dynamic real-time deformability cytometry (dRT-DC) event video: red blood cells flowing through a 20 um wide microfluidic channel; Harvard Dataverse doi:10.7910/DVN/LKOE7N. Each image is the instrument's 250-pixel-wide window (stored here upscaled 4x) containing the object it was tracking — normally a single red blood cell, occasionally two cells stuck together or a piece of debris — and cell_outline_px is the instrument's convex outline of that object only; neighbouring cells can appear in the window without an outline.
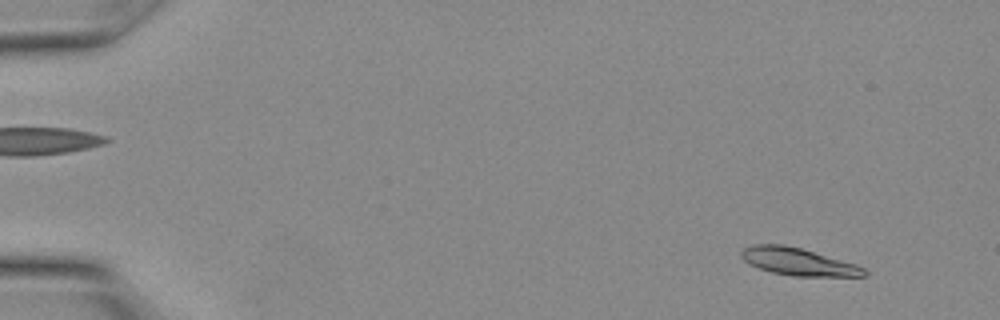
{"species": "Egyptian fruit bat (a non-hibernating species)", "species_latin": "Rousettus aegyptiacus", "temperature_condition": "warm", "stored_images_in_passage": 29, "camera_frame_rate_fps": 3000, "um_per_image_px": 0.085, "animal": {"sex": "female"}, "frame": {"image": 1, "passage_image": 2, "time_ms": 0.333, "image_size_px": [1000, 320], "cell_outline_px": [[868, 276], [792, 276], [772, 272], [760, 268], [744, 260], [740, 256], [740, 252], [744, 248], [752, 244], [784, 244], [800, 248], [856, 264], [864, 268], [868, 272]], "centroid_in_image_um": [67.85, 22.24], "position_along_channel_um": 17.1, "area_um2": 19.48}}
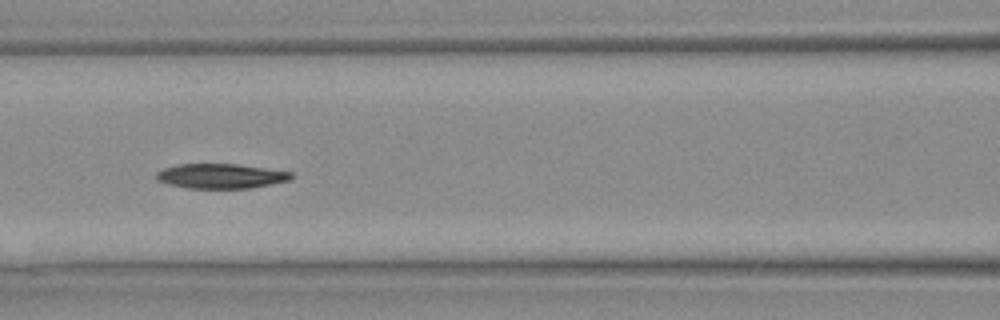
{"frame": {"image": 2, "passage_image": 13, "time_ms": 4.0, "image_size_px": [1000, 320], "cell_outline_px": [[296, 176], [288, 180], [248, 188], [188, 188], [168, 184], [156, 180], [156, 172], [164, 168], [176, 164], [240, 164], [292, 172]], "centroid_in_image_um": [18.75, 14.95], "position_along_channel_um": 147.9, "area_um2": 19.42}}
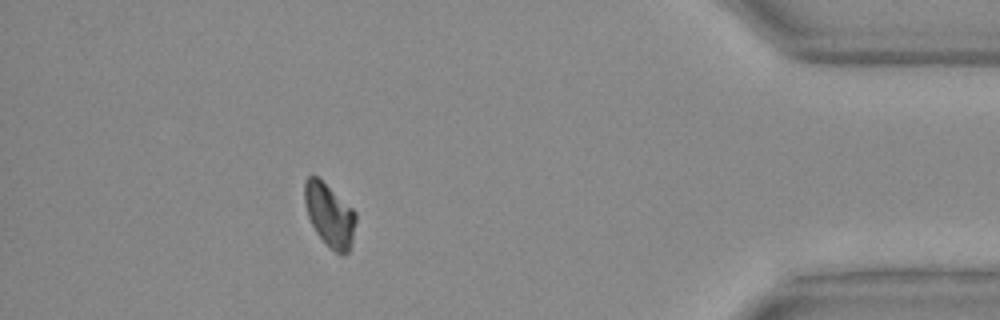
{"frame": {"image": 3, "passage_image": 26, "time_ms": 8.333, "image_size_px": [1000, 320], "cell_outline_px": [[356, 220], [352, 240], [348, 252], [344, 256], [340, 256], [324, 244], [316, 232], [308, 216], [304, 204], [304, 180], [308, 176], [316, 176], [352, 208], [356, 212]], "centroid_in_image_um": [28.0, 18.32], "position_along_channel_um": 407.2, "area_um2": 18.84}}